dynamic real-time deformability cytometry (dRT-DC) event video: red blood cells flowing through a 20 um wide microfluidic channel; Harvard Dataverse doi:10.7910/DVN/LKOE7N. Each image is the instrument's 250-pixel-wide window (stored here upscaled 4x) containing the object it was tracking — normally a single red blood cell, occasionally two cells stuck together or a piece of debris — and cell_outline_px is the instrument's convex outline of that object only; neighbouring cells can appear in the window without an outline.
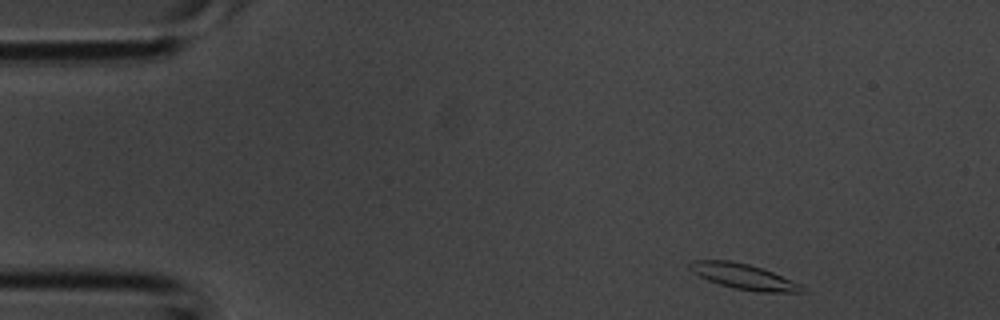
{"species": "common noctule bat (a hibernating species)", "species_latin": "Nyctalus noctula", "temperature_condition": "room temperature", "stored_images_in_passage": 35, "segment_of_instrument_passage": [1, 2], "camera_frame_rate_fps": 3000, "um_per_image_px": 0.085, "animal": {"sex": "male", "body_mass_g": 20.1, "forearm_length_mm": 53.5}, "frame": {"image": 1, "passage_image": 1, "time_ms": 0.0, "image_size_px": [1000, 320], "cell_outline_px": [[804, 292], [760, 292], [736, 288], [720, 284], [708, 280], [692, 272], [688, 268], [688, 264], [692, 260], [732, 260], [748, 264], [772, 272], [792, 280], [800, 284]], "centroid_in_image_um": [63.16, 23.49], "position_along_channel_um": 21.8, "area_um2": 16.36}}
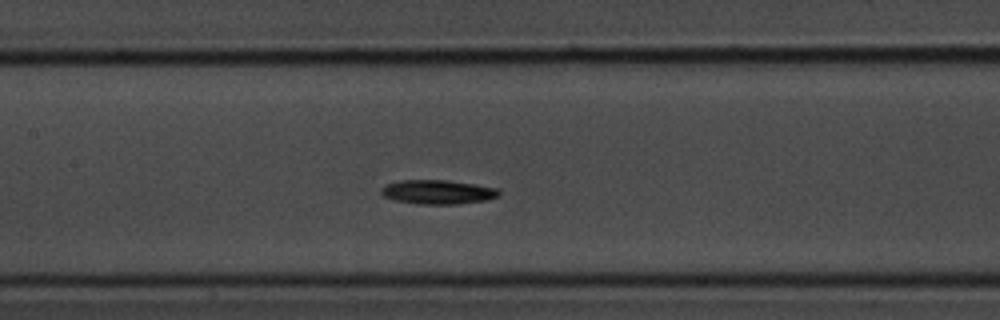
{"frame": {"image": 2, "passage_image": 14, "time_ms": 4.333, "image_size_px": [1000, 320], "cell_outline_px": [[500, 196], [484, 200], [456, 204], [420, 204], [392, 200], [384, 196], [380, 192], [380, 188], [384, 184], [400, 180], [448, 180], [496, 188], [500, 192]], "centroid_in_image_um": [37.14, 16.32], "position_along_channel_um": 170.3, "area_um2": 16.59}}
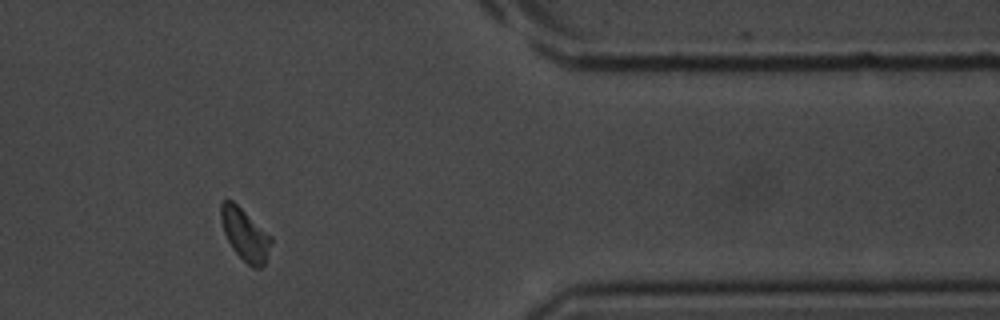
{"frame": {"image": 3, "passage_image": 28, "time_ms": 9.0, "image_size_px": [1000, 320], "cell_outline_px": [[272, 244], [264, 264], [260, 268], [252, 268], [232, 248], [224, 232], [220, 220], [220, 204], [224, 200], [232, 200], [272, 236]], "centroid_in_image_um": [20.83, 19.93], "position_along_channel_um": 390.6, "area_um2": 15.14}}